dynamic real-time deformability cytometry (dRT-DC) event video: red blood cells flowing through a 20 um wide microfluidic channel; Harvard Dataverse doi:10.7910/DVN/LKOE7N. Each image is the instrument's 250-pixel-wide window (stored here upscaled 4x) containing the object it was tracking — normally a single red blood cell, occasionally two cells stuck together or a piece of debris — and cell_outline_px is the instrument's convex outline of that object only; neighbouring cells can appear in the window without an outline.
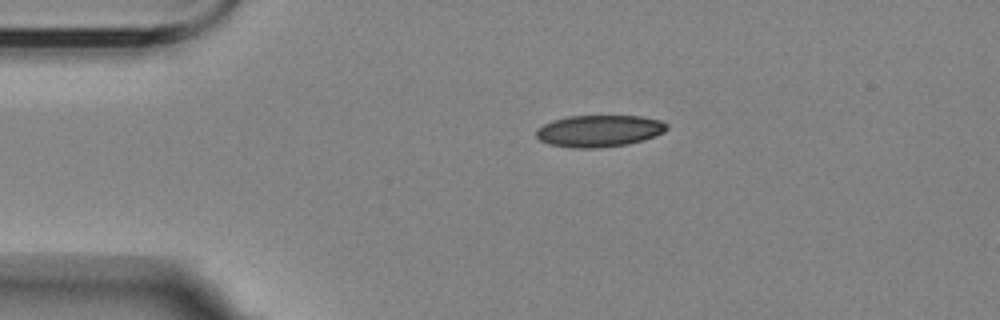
{"species": "Egyptian fruit bat (a non-hibernating species)", "species_latin": "Rousettus aegyptiacus", "temperature_condition": "room temperature", "stored_images_in_passage": 3, "segment_of_instrument_passage": [1, 2], "camera_frame_rate_fps": 3000, "um_per_image_px": 0.085, "animal": {"sex": "female"}, "frame": {"image": 1, "passage_image": 1, "time_ms": 0.0, "image_size_px": [1000, 320], "cell_outline_px": [[668, 128], [664, 132], [644, 140], [628, 144], [596, 148], [572, 148], [548, 144], [540, 140], [536, 136], [536, 128], [552, 120], [568, 116], [644, 116], [660, 120], [668, 124]], "centroid_in_image_um": [50.92, 11.13], "position_along_channel_um": 34.1, "area_um2": 24.39}}